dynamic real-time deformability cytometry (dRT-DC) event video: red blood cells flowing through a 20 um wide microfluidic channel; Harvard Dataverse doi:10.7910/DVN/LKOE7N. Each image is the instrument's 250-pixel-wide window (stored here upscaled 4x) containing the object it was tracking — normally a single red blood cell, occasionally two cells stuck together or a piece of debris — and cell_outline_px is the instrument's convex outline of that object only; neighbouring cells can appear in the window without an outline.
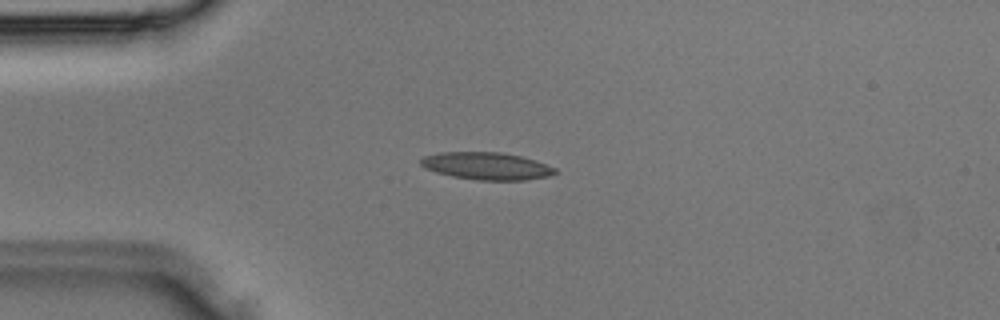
{"species": "Egyptian fruit bat (a non-hibernating species)", "species_latin": "Rousettus aegyptiacus", "temperature_condition": "room temperature", "stored_images_in_passage": 35, "camera_frame_rate_fps": 3000, "um_per_image_px": 0.085, "animal": {"sex": "male"}, "frame": {"image": 1, "passage_image": 9, "time_ms": 2.667, "image_size_px": [1000, 320], "cell_outline_px": [[560, 172], [548, 176], [524, 180], [480, 180], [452, 176], [436, 172], [424, 168], [420, 164], [420, 160], [424, 156], [440, 152], [500, 152], [520, 156], [556, 168]], "centroid_in_image_um": [41.34, 14.11], "position_along_channel_um": 43.7, "area_um2": 21.27}}
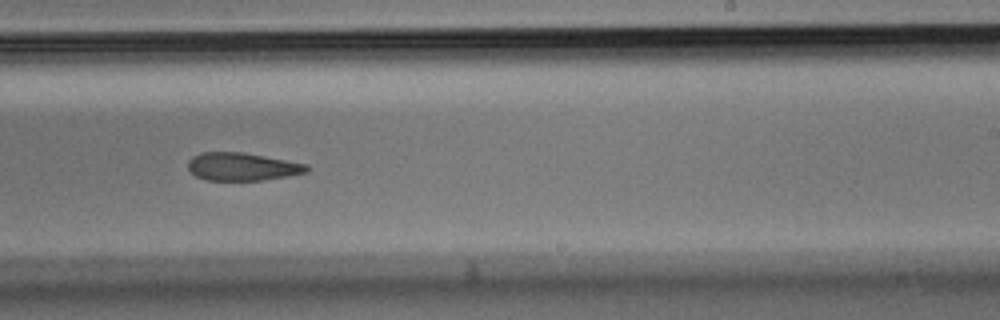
{"frame": {"image": 2, "passage_image": 22, "time_ms": 7.0, "image_size_px": [1000, 320], "cell_outline_px": [[308, 172], [288, 176], [264, 180], [208, 180], [196, 176], [188, 168], [188, 160], [192, 156], [200, 152], [244, 152], [308, 164]], "centroid_in_image_um": [20.59, 14.16], "position_along_channel_um": 268.4, "area_um2": 19.36}}
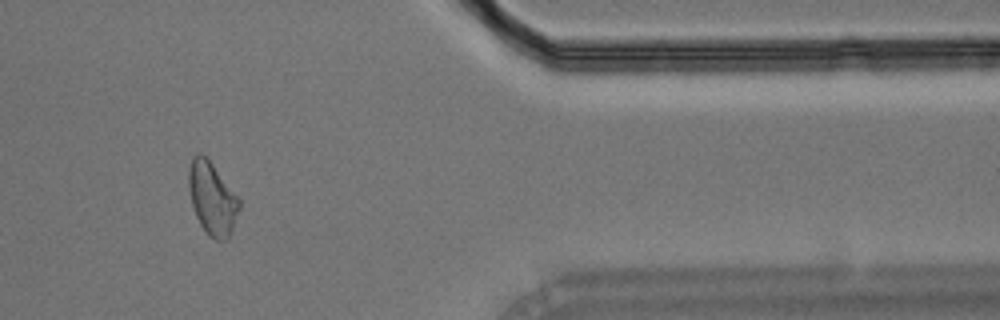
{"frame": {"image": 3, "passage_image": 30, "time_ms": 9.667, "image_size_px": [1000, 320], "cell_outline_px": [[240, 208], [228, 240], [216, 240], [208, 236], [200, 224], [196, 216], [192, 204], [188, 188], [188, 168], [192, 156], [196, 152], [200, 152], [212, 164], [240, 200]], "centroid_in_image_um": [18.01, 16.87], "position_along_channel_um": 393.4, "area_um2": 21.33}}